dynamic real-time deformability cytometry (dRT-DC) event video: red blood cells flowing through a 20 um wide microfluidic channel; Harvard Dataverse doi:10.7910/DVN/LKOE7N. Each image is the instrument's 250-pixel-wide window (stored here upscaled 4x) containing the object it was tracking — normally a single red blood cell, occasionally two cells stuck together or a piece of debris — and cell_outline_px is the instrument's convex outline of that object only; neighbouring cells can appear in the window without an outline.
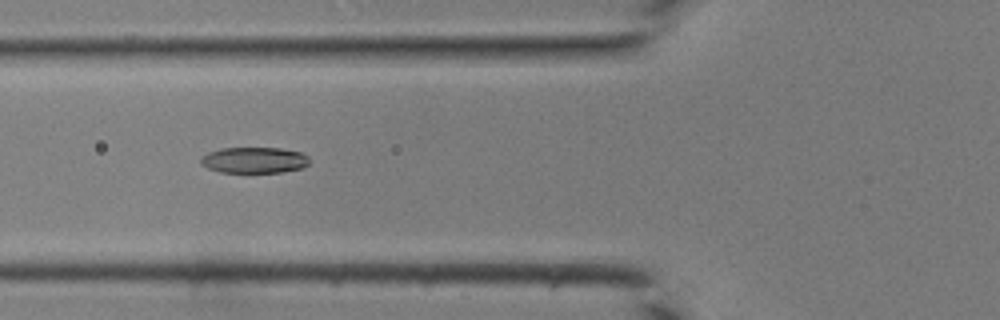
{"species": "common noctule bat (a hibernating species)", "species_latin": "Nyctalus noctula", "temperature_condition": "room temperature", "stored_images_in_passage": 29, "camera_frame_rate_fps": 3000, "um_per_image_px": 0.085, "animal": {"sex": "male", "body_mass_g": 19.0, "forearm_length_mm": 50.8}, "frame": {"image": 1, "passage_image": 3, "time_ms": 0.667, "image_size_px": [1000, 320], "cell_outline_px": [[308, 164], [300, 168], [280, 172], [220, 172], [208, 168], [200, 164], [200, 160], [208, 152], [220, 148], [280, 148], [300, 152], [308, 156]], "centroid_in_image_um": [21.58, 13.6], "position_along_channel_um": 104.2, "area_um2": 16.3}}
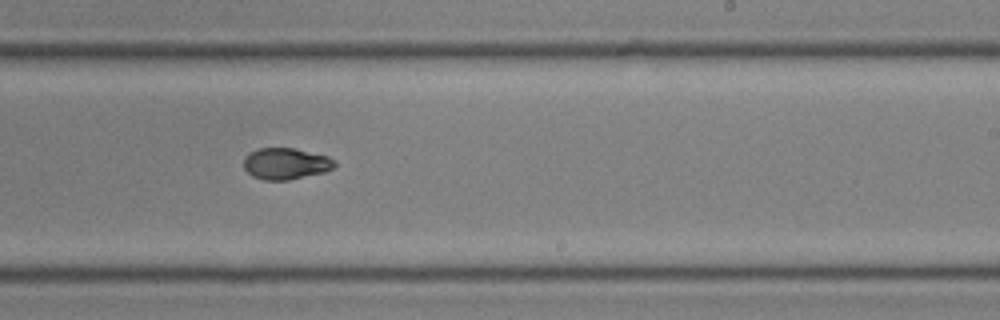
{"frame": {"image": 2, "passage_image": 13, "time_ms": 4.0, "image_size_px": [1000, 320], "cell_outline_px": [[336, 168], [324, 172], [288, 180], [264, 180], [252, 176], [244, 168], [244, 156], [248, 152], [256, 148], [296, 148], [328, 156], [336, 160]], "centroid_in_image_um": [24.3, 13.9], "position_along_channel_um": 264.7, "area_um2": 16.94}}
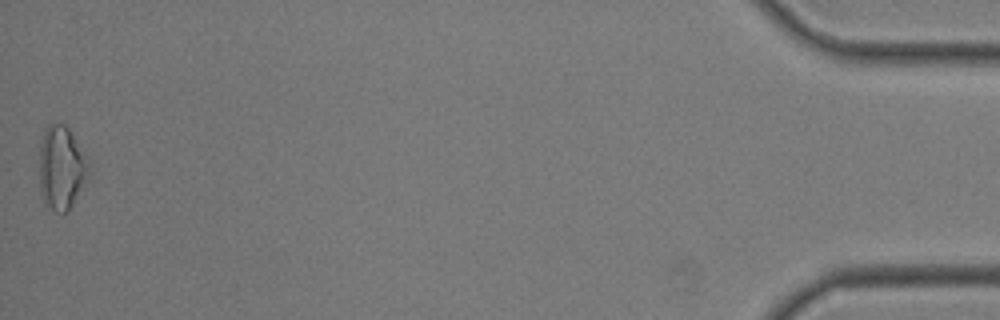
{"frame": {"image": 3, "passage_image": 29, "time_ms": 9.333, "image_size_px": [1000, 320], "cell_outline_px": [[92, 172], [88, 180], [72, 204], [64, 212], [56, 212], [44, 200], [40, 192], [40, 140], [48, 124], [64, 124], [68, 128], [92, 164]], "centroid_in_image_um": [5.27, 14.23], "position_along_channel_um": 429.9, "area_um2": 24.16}}